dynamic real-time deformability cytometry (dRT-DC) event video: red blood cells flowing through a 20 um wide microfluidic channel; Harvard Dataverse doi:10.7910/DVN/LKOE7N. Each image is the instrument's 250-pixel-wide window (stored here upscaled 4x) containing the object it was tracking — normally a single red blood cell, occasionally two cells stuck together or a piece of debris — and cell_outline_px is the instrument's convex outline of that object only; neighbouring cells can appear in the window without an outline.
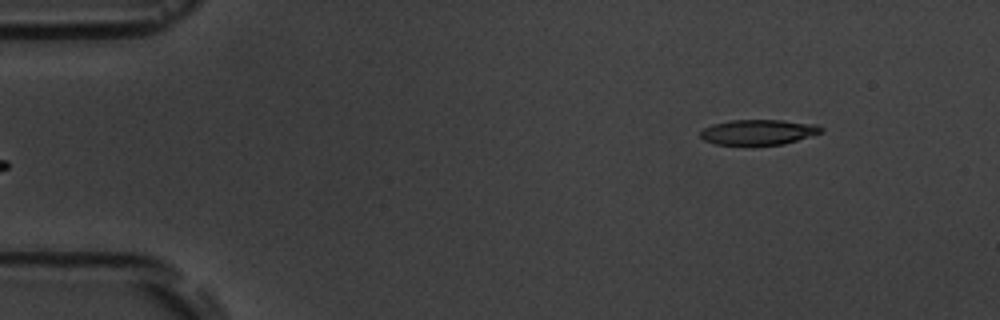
{"species": "common noctule bat (a hibernating species)", "species_latin": "Nyctalus noctula", "temperature_condition": "room temperature", "stored_images_in_passage": 5, "camera_frame_rate_fps": 3000, "um_per_image_px": 0.085, "animal": {"sex": "male", "body_mass_g": 19.5, "forearm_length_mm": 54.6}, "frame": {"image": 1, "passage_image": 5, "time_ms": 4.667, "image_size_px": [1000, 320], "cell_outline_px": [[824, 132], [784, 144], [716, 144], [704, 140], [700, 136], [700, 132], [704, 128], [712, 124], [732, 120], [784, 120], [816, 124], [824, 128]], "centroid_in_image_um": [64.5, 11.21], "position_along_channel_um": 20.5, "area_um2": 17.69}}